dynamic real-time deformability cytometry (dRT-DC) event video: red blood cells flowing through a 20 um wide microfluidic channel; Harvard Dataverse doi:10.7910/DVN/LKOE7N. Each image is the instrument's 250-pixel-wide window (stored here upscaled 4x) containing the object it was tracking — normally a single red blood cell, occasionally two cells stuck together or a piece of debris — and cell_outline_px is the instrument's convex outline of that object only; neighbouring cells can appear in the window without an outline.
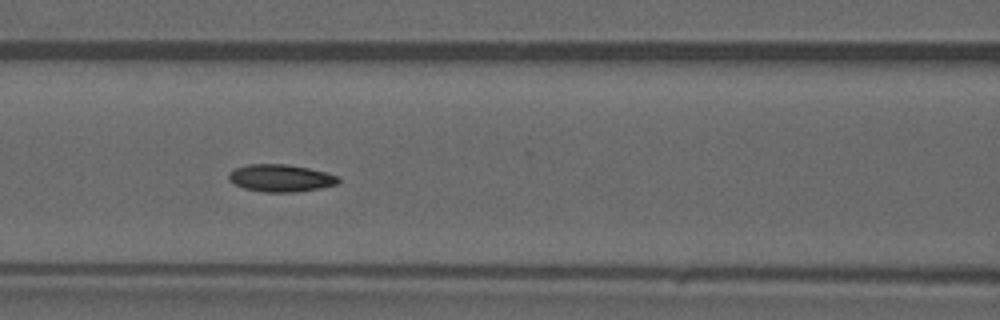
{"species": "common noctule bat (a hibernating species)", "species_latin": "Nyctalus noctula", "temperature_condition": "warm", "stored_images_in_passage": 39, "camera_frame_rate_fps": 3000, "um_per_image_px": 0.085, "animal": {"sex": "male", "forearm_length_mm": 52.5}, "frame": {"image": 1, "passage_image": 12, "time_ms": 3.667, "image_size_px": [1000, 320], "cell_outline_px": [[340, 180], [336, 184], [320, 188], [292, 192], [260, 192], [244, 188], [228, 180], [228, 172], [236, 168], [248, 164], [284, 164], [308, 168], [340, 176]], "centroid_in_image_um": [23.83, 15.14], "position_along_channel_um": 142.8, "area_um2": 17.4}}